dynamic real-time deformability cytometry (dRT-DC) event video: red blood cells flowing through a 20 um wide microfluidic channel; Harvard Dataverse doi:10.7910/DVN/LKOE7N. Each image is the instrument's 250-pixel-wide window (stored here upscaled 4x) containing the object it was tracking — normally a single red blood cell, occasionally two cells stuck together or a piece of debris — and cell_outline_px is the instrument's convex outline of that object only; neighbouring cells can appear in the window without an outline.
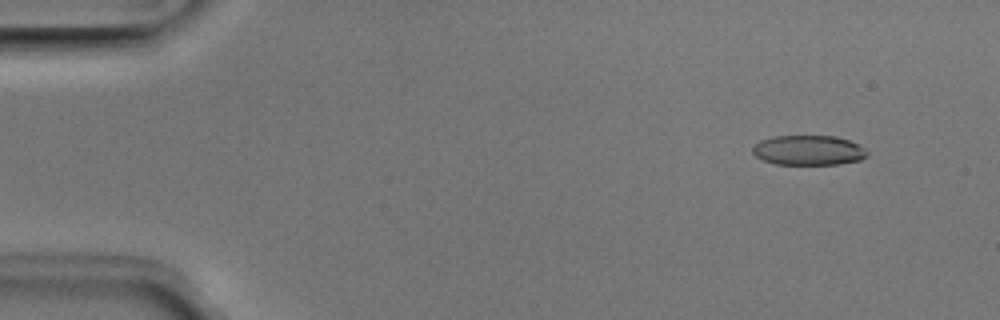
{"species": "Egyptian fruit bat (a non-hibernating species)", "species_latin": "Rousettus aegyptiacus", "temperature_condition": "room temperature", "stored_images_in_passage": 47, "camera_frame_rate_fps": 3000, "um_per_image_px": 0.085, "animal": {"sex": "male"}, "frame": {"image": 1, "passage_image": 1, "time_ms": 0.0, "image_size_px": [1000, 320], "cell_outline_px": [[868, 156], [860, 160], [840, 164], [776, 164], [764, 160], [756, 156], [752, 152], [752, 148], [760, 140], [772, 136], [836, 136], [860, 144], [868, 152]], "centroid_in_image_um": [68.75, 12.77], "position_along_channel_um": 16.3, "area_um2": 20.0}}
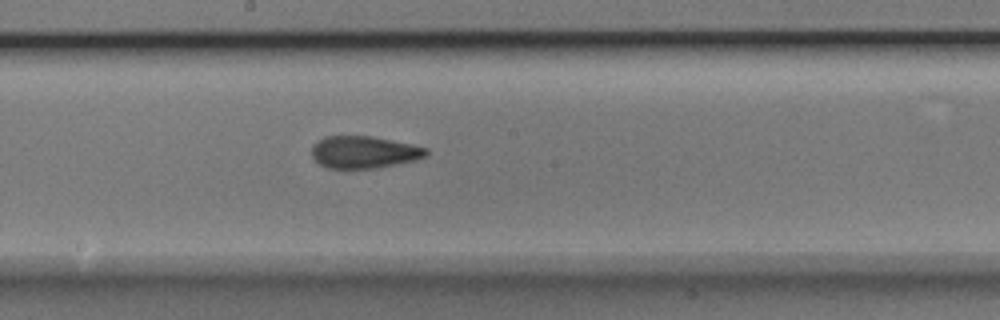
{"frame": {"image": 2, "passage_image": 24, "time_ms": 7.667, "image_size_px": [1000, 320], "cell_outline_px": [[428, 156], [416, 160], [376, 168], [328, 168], [320, 164], [312, 156], [312, 144], [316, 140], [324, 136], [372, 136], [412, 144], [428, 148]], "centroid_in_image_um": [30.95, 12.92], "position_along_channel_um": 217.3, "area_um2": 21.62}}
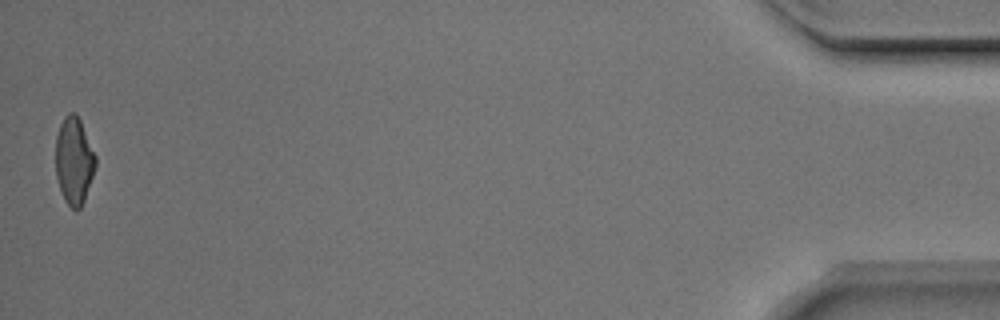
{"frame": {"image": 3, "passage_image": 47, "time_ms": 15.333, "image_size_px": [1000, 320], "cell_outline_px": [[96, 164], [84, 200], [80, 208], [76, 212], [64, 200], [56, 176], [56, 136], [60, 124], [64, 116], [68, 112], [76, 112], [80, 120], [96, 156]], "centroid_in_image_um": [6.28, 13.64], "position_along_channel_um": 428.9, "area_um2": 20.17}, "authors_computed_cell_mechanics": {"area_um2": 21.1548, "velocity_mm_per_s": 3.9741, "shape_relaxation_time_tau1_ms": 5.8966, "shape_relaxation_time_tau2_ms": 1.7749, "deformation_change_tau1": 0.1631, "deformation_change_tau2": 0.0793}}